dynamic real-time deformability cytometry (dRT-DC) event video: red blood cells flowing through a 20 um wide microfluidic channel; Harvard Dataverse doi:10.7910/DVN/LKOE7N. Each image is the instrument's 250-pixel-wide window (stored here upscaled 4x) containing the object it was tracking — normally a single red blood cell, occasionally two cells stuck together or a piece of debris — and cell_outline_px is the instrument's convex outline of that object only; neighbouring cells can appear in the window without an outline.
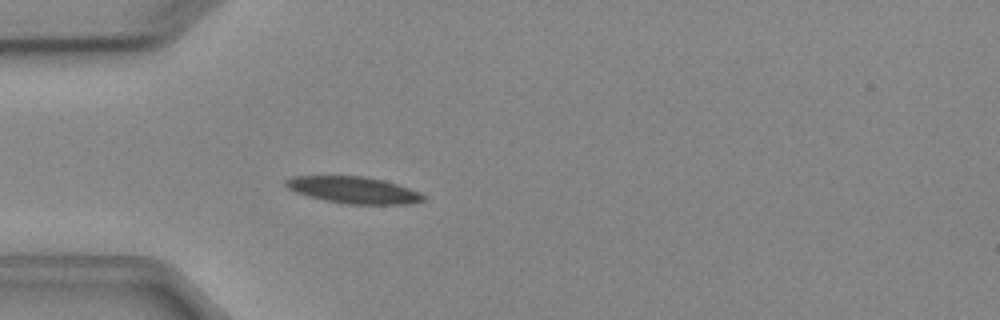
{"species": "Egyptian fruit bat (a non-hibernating species)", "species_latin": "Rousettus aegyptiacus", "temperature_condition": "cold", "stored_images_in_passage": 4, "camera_frame_rate_fps": 3000, "um_per_image_px": 0.085, "animal": {"sex": "female"}, "frame": {"image": 1, "passage_image": 4, "time_ms": 3.667, "image_size_px": [1000, 320], "cell_outline_px": [[428, 196], [424, 200], [408, 204], [348, 204], [324, 200], [308, 196], [296, 192], [288, 188], [284, 184], [284, 180], [292, 176], [364, 176], [384, 180], [420, 192]], "centroid_in_image_um": [30.05, 16.15], "position_along_channel_um": 54.9, "area_um2": 21.44}}